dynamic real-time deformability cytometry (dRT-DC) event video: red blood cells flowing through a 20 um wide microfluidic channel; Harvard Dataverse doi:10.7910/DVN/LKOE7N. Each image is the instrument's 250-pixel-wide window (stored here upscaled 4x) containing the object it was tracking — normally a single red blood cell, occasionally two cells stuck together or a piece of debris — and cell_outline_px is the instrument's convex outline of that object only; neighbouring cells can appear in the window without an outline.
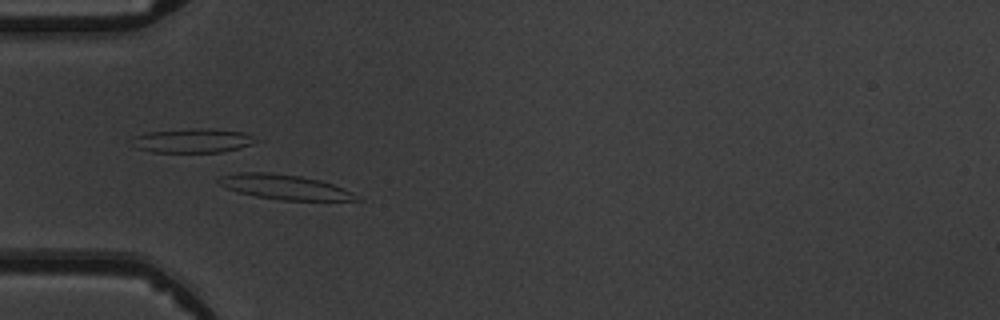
{"species": "common noctule bat (a hibernating species)", "species_latin": "Nyctalus noctula", "temperature_condition": "warm", "stored_images_in_passage": 8, "camera_frame_rate_fps": 3000, "um_per_image_px": 0.085, "animal": {"sex": "male", "body_mass_g": 19.5, "forearm_length_mm": 54.6}, "frame": {"image": 1, "passage_image": 4, "time_ms": 4.333, "image_size_px": [1000, 320], "cell_outline_px": [[360, 200], [280, 200], [256, 196], [236, 192], [216, 184], [216, 180], [220, 176], [236, 172], [272, 172], [300, 176], [320, 180], [332, 184], [352, 192]], "centroid_in_image_um": [24.08, 15.88], "position_along_channel_um": 60.9, "area_um2": 19.94}}
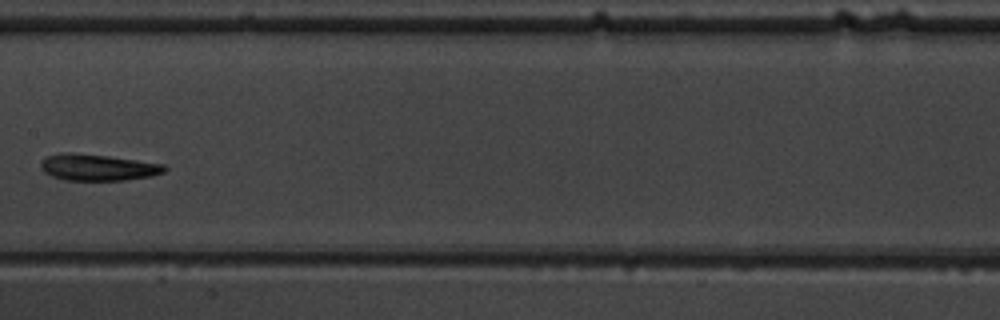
{"frame": {"image": 2, "passage_image": 7, "time_ms": 8.0, "image_size_px": [1000, 320], "cell_outline_px": [[168, 168], [164, 172], [152, 176], [124, 180], [64, 180], [52, 176], [44, 172], [40, 168], [40, 160], [48, 156], [60, 152], [72, 152], [108, 156], [164, 164]], "centroid_in_image_um": [8.28, 14.22], "position_along_channel_um": 199.1, "area_um2": 19.19}}
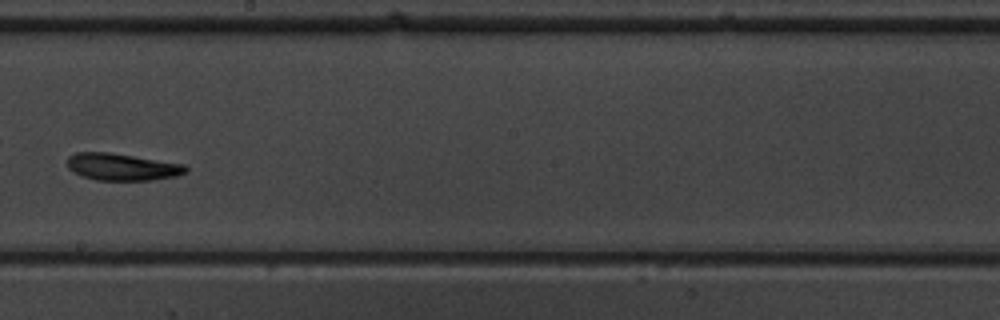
{"frame": {"image": 3, "passage_image": 8, "time_ms": 9.0, "image_size_px": [1000, 320], "cell_outline_px": [[188, 172], [176, 176], [152, 180], [96, 180], [84, 176], [68, 168], [68, 156], [76, 152], [108, 152], [184, 164], [188, 168]], "centroid_in_image_um": [10.4, 14.18], "position_along_channel_um": 237.8, "area_um2": 18.5}}